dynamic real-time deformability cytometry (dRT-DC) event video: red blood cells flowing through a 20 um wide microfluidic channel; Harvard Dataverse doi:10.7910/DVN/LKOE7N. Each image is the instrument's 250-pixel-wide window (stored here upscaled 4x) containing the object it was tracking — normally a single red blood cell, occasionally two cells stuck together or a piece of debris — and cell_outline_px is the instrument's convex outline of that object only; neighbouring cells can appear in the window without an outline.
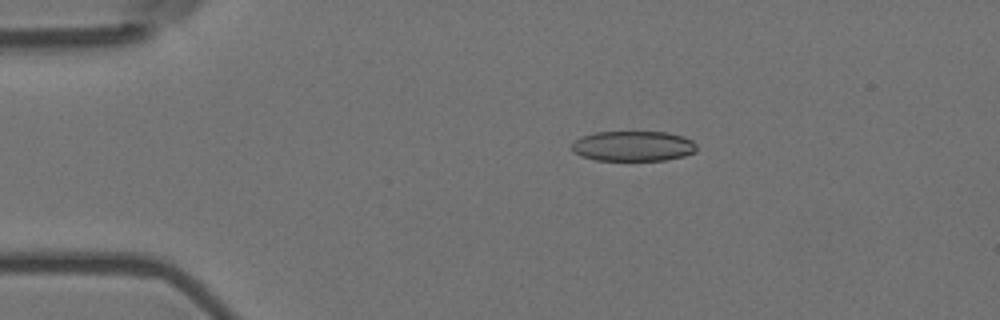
{"species": "Egyptian fruit bat (a non-hibernating species)", "species_latin": "Rousettus aegyptiacus", "temperature_condition": "room temperature", "stored_images_in_passage": 4, "camera_frame_rate_fps": 3000, "um_per_image_px": 0.085, "animal": {"sex": "female"}, "frame": {"image": 1, "passage_image": 3, "time_ms": 0.667, "image_size_px": [1000, 320], "cell_outline_px": [[696, 152], [684, 156], [664, 160], [596, 160], [580, 156], [572, 152], [572, 144], [580, 136], [596, 132], [668, 132], [684, 136], [692, 140], [696, 144]], "centroid_in_image_um": [53.82, 12.41], "position_along_channel_um": 31.2, "area_um2": 22.14}}